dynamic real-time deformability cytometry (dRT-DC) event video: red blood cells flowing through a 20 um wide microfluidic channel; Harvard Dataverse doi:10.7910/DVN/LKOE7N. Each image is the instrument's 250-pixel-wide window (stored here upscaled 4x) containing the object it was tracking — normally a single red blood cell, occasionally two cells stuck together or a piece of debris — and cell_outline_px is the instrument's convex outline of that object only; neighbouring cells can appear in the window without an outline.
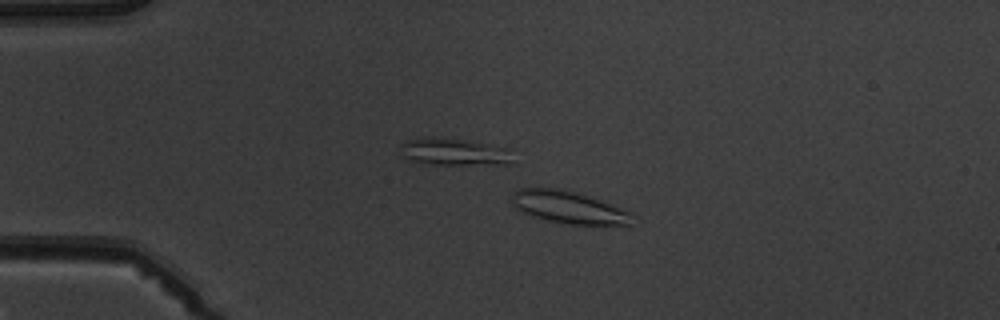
{"species": "common noctule bat (a hibernating species)", "species_latin": "Nyctalus noctula", "temperature_condition": "warm", "stored_images_in_passage": 4, "camera_frame_rate_fps": 3000, "um_per_image_px": 0.085, "animal": {"sex": "male", "body_mass_g": 19.5, "forearm_length_mm": 54.6}, "frame": {"image": 1, "passage_image": 3, "time_ms": 2.333, "image_size_px": [1000, 320], "cell_outline_px": [[632, 212], [628, 224], [572, 224], [548, 220], [524, 212], [516, 208], [512, 204], [512, 192], [520, 188], [564, 188], [600, 200]], "centroid_in_image_um": [48.28, 17.58], "position_along_channel_um": 36.7, "area_um2": 22.14}}
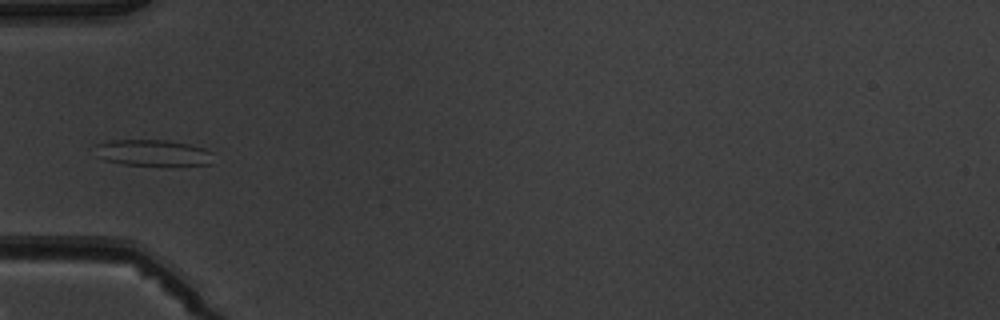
{"frame": {"image": 2, "passage_image": 4, "time_ms": 4.333, "image_size_px": [1000, 320], "cell_outline_px": [[212, 164], [172, 168], [120, 164], [104, 160], [96, 156], [96, 144], [112, 140], [164, 140], [188, 144], [204, 148], [212, 152]], "centroid_in_image_um": [13.04, 13.05], "position_along_channel_um": 72.0, "area_um2": 19.02}}